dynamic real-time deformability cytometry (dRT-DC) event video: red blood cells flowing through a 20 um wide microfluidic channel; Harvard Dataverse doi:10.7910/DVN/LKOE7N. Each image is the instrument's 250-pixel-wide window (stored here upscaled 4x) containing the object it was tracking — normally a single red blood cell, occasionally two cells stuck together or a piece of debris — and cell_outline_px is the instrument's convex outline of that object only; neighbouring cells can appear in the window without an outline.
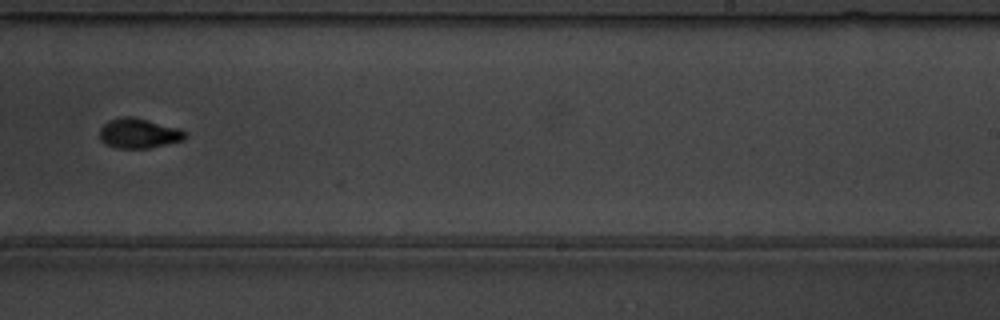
{"species": "common noctule bat (a hibernating species)", "species_latin": "Nyctalus noctula", "temperature_condition": "warm", "stored_images_in_passage": 15, "camera_frame_rate_fps": 3000, "um_per_image_px": 0.085, "animal": {"sex": "male", "body_mass_g": 19.5, "forearm_length_mm": 54.6}, "frame": {"image": 1, "passage_image": 11, "time_ms": 3.333, "image_size_px": [1000, 320], "cell_outline_px": [[188, 136], [184, 140], [148, 148], [120, 148], [108, 144], [100, 140], [100, 128], [108, 120], [120, 116], [136, 116], [180, 128], [188, 132]], "centroid_in_image_um": [11.84, 11.3], "position_along_channel_um": 277.2, "area_um2": 15.14}}
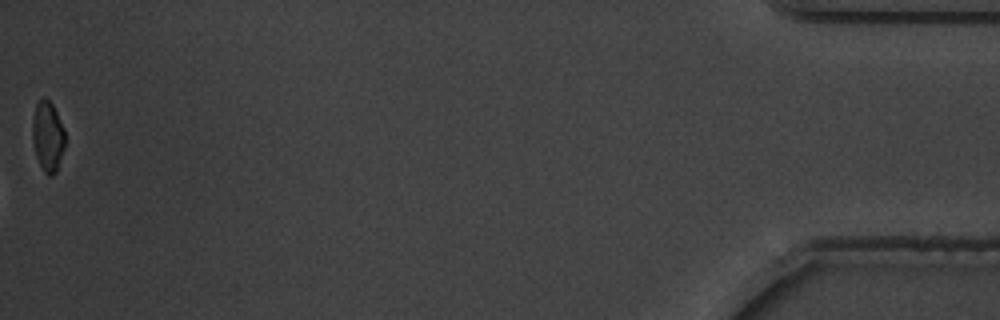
{"frame": {"image": 2, "passage_image": 15, "time_ms": 4.667, "image_size_px": [1000, 320], "cell_outline_px": [[64, 148], [56, 172], [52, 176], [48, 176], [44, 172], [36, 156], [32, 140], [32, 124], [36, 104], [40, 96], [44, 96], [52, 104], [64, 128]], "centroid_in_image_um": [4.04, 11.57], "position_along_channel_um": 431.2, "area_um2": 13.35}}